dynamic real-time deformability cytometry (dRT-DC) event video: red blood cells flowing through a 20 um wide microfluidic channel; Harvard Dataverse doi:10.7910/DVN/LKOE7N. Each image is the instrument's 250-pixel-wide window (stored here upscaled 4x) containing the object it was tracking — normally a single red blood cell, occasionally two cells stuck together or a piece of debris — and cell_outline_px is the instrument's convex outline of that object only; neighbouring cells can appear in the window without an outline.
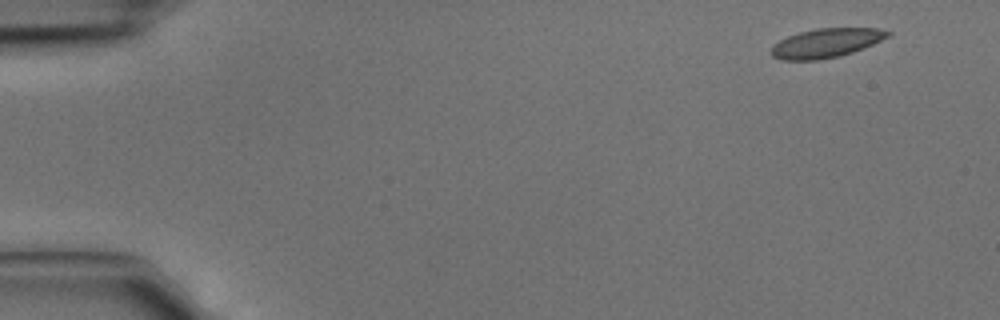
{"species": "common noctule bat (a hibernating species)", "species_latin": "Nyctalus noctula", "temperature_condition": "cold", "stored_images_in_passage": 5, "camera_frame_rate_fps": 3000, "um_per_image_px": 0.085, "animal": {"sex": "male", "body_mass_g": 15.6}, "frame": {"image": 1, "passage_image": 1, "time_ms": 0.0, "image_size_px": [1000, 320], "cell_outline_px": [[892, 32], [888, 36], [872, 44], [852, 52], [840, 56], [820, 60], [780, 60], [772, 56], [768, 52], [772, 44], [788, 36], [800, 32], [816, 28], [880, 28]], "centroid_in_image_um": [70.16, 3.66], "position_along_channel_um": 14.8, "area_um2": 19.88}}
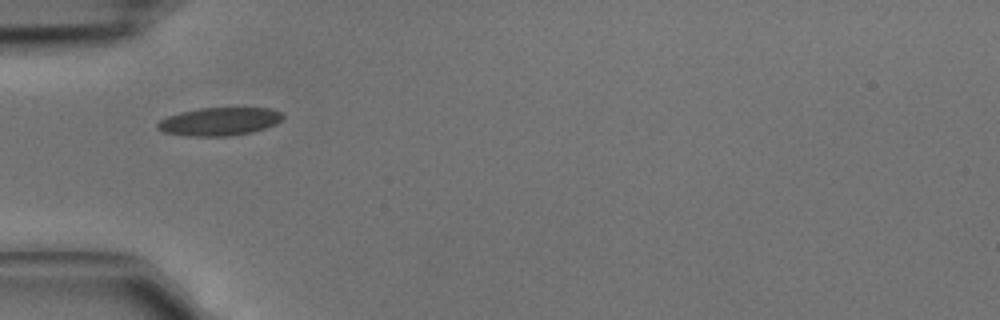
{"frame": {"image": 2, "passage_image": 4, "time_ms": 1.0, "image_size_px": [1000, 320], "cell_outline_px": [[284, 116], [276, 124], [252, 132], [228, 136], [184, 136], [164, 132], [156, 128], [156, 124], [160, 120], [168, 116], [180, 112], [200, 108], [268, 108], [280, 112]], "centroid_in_image_um": [18.61, 10.33], "position_along_channel_um": 66.4, "area_um2": 20.46}}